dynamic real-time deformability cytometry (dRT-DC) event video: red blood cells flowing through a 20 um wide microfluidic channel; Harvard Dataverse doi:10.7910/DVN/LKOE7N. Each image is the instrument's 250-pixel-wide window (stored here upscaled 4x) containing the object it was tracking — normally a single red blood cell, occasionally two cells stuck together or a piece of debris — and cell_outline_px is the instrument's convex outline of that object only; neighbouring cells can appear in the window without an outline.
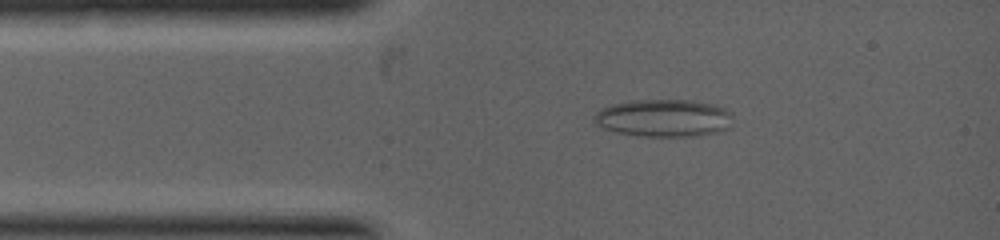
{"species": "common noctule bat (a hibernating species)", "species_latin": "Nyctalus noctula", "temperature_condition": "warm", "stored_images_in_passage": 41, "camera_frame_rate_fps": 5000, "um_per_image_px": 0.085, "animal": {"sex": "female", "body_mass_g": 19.0, "forearm_length_mm": 53.3}, "frame": {"image": 1, "passage_image": 6, "time_ms": 1.0, "image_size_px": [1000, 240], "cell_outline_px": [[732, 128], [716, 132], [696, 136], [648, 136], [620, 132], [604, 128], [592, 116], [600, 108], [612, 104], [628, 100], [688, 100], [716, 104], [732, 112]], "centroid_in_image_um": [56.49, 10.01], "position_along_channel_um": 28.5, "area_um2": 30.35}}
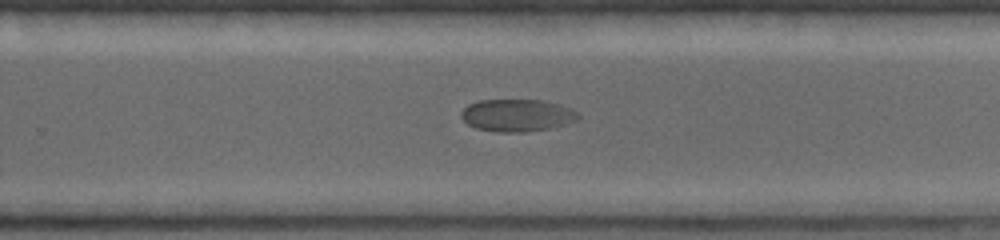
{"frame": {"image": 2, "passage_image": 24, "time_ms": 5.0, "image_size_px": [1000, 240], "cell_outline_px": [[580, 116], [576, 120], [564, 124], [548, 128], [524, 132], [500, 132], [476, 128], [468, 124], [460, 116], [460, 112], [468, 104], [480, 100], [540, 100], [560, 104], [576, 112]], "centroid_in_image_um": [43.91, 9.79], "position_along_channel_um": 285.9, "area_um2": 21.79}}
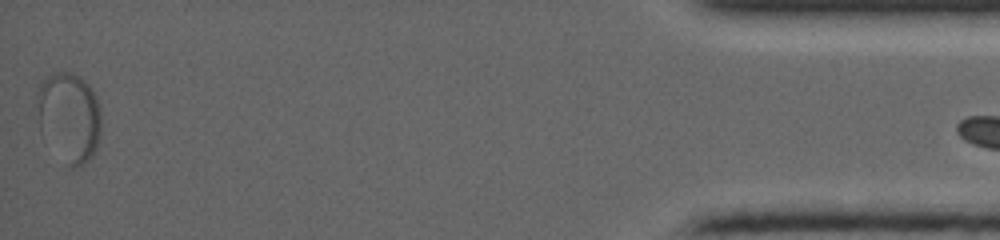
{"frame": {"image": 3, "passage_image": 41, "time_ms": 8.6, "image_size_px": [1000, 240], "cell_outline_px": [[100, 140], [92, 156], [80, 168], [68, 168], [40, 132], [36, 96], [36, 92], [40, 84], [52, 72], [72, 72], [80, 76], [92, 88], [96, 96], [100, 108]], "centroid_in_image_um": [5.88, 9.96], "position_along_channel_um": 429.3, "area_um2": 34.1}}